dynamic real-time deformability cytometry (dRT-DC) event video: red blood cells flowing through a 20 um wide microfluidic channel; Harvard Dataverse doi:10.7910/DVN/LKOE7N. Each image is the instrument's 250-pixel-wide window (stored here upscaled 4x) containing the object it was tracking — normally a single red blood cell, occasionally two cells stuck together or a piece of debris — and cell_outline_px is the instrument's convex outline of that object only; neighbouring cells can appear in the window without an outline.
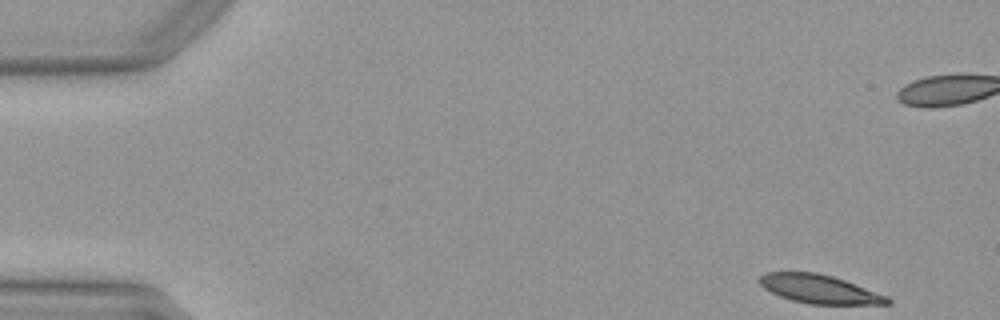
{"species": "Egyptian fruit bat (a non-hibernating species)", "species_latin": "Rousettus aegyptiacus", "temperature_condition": "warm", "stored_images_in_passage": 11, "camera_frame_rate_fps": 3000, "um_per_image_px": 0.085, "animal": {"sex": "female"}, "frame": {"image": 1, "passage_image": 1, "time_ms": 0.0, "image_size_px": [1000, 320], "cell_outline_px": [[892, 304], [808, 304], [792, 300], [780, 296], [764, 288], [760, 284], [760, 276], [764, 272], [816, 272], [832, 276], [844, 280], [888, 296], [892, 300]], "centroid_in_image_um": [69.67, 24.57], "position_along_channel_um": 15.3, "area_um2": 21.21}}